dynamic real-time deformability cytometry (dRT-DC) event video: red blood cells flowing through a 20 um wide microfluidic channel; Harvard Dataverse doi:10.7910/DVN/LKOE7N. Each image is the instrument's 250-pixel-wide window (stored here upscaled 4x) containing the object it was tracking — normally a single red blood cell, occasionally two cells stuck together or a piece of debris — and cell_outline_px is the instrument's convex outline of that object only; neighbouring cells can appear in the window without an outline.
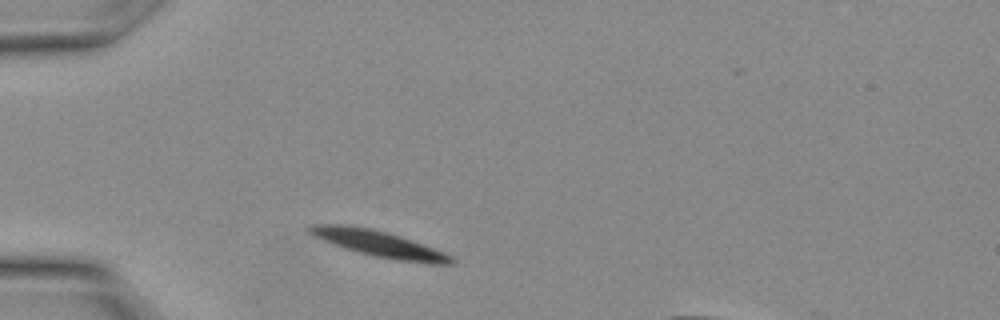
{"species": "Egyptian fruit bat (a non-hibernating species)", "species_latin": "Rousettus aegyptiacus", "temperature_condition": "warm", "stored_images_in_passage": 5, "camera_frame_rate_fps": 3000, "um_per_image_px": 0.085, "animal": {"sex": "female"}, "frame": {"image": 1, "passage_image": 2, "time_ms": 0.333, "image_size_px": [1000, 320], "cell_outline_px": [[456, 260], [452, 264], [428, 264], [396, 260], [376, 256], [344, 248], [324, 240], [308, 232], [304, 228], [312, 224], [344, 224], [372, 228], [400, 236], [424, 244], [444, 252], [452, 256]], "centroid_in_image_um": [32.24, 20.72], "position_along_channel_um": 52.8, "area_um2": 21.56}}
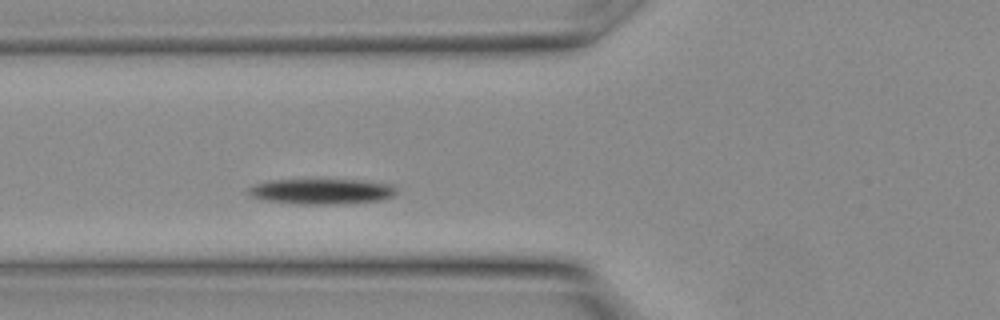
{"frame": {"image": 2, "passage_image": 5, "time_ms": 1.333, "image_size_px": [1000, 320], "cell_outline_px": [[396, 192], [392, 196], [384, 200], [332, 204], [300, 204], [260, 200], [252, 196], [248, 192], [248, 188], [256, 184], [268, 180], [356, 180], [392, 184], [396, 188]], "centroid_in_image_um": [27.32, 16.27], "position_along_channel_um": 98.5, "area_um2": 21.85}}